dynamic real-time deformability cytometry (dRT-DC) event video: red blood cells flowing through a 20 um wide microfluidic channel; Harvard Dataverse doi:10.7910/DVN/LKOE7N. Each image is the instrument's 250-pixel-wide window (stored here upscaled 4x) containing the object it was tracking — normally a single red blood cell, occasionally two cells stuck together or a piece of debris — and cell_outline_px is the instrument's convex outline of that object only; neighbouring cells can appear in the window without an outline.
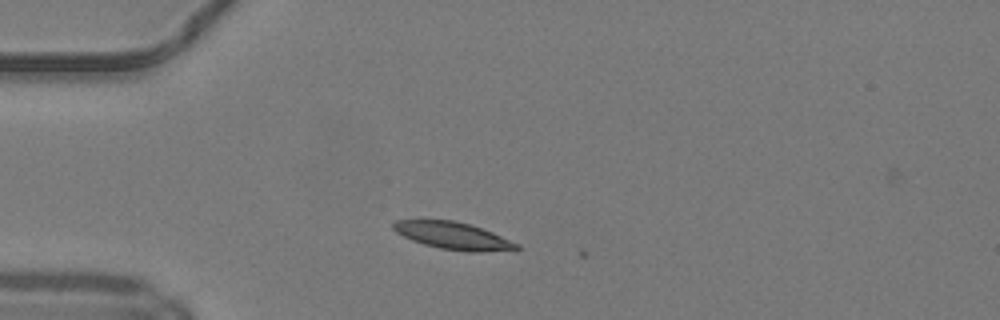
{"species": "common noctule bat (a hibernating species)", "species_latin": "Nyctalus noctula", "temperature_condition": "warm", "stored_images_in_passage": 3, "camera_frame_rate_fps": 3000, "um_per_image_px": 0.085, "animal": {"sex": "male", "body_mass_g": 19.2, "forearm_length_mm": 51.8}, "frame": {"image": 1, "passage_image": 1, "time_ms": 0.0, "image_size_px": [1000, 320], "cell_outline_px": [[520, 248], [516, 252], [468, 252], [440, 248], [424, 244], [412, 240], [396, 232], [392, 228], [392, 224], [396, 220], [456, 220], [492, 232], [520, 244]], "centroid_in_image_um": [38.61, 20.06], "position_along_channel_um": 46.4, "area_um2": 19.83}}